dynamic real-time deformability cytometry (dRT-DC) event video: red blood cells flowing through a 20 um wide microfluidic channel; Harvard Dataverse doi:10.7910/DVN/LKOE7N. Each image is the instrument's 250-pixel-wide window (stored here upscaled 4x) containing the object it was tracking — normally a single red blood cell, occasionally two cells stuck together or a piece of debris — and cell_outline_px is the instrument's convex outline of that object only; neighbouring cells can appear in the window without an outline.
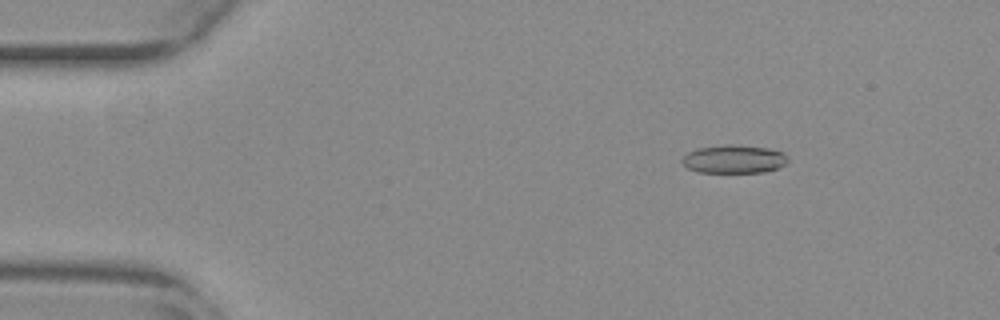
{"species": "common noctule bat (a hibernating species)", "species_latin": "Nyctalus noctula", "temperature_condition": "warm", "stored_images_in_passage": 49, "camera_frame_rate_fps": 3000, "um_per_image_px": 0.085, "animal": {"sex": "female", "body_mass_g": 29.2, "forearm_length_mm": 56.3}, "frame": {"image": 1, "passage_image": 3, "time_ms": 0.667, "image_size_px": [1000, 320], "cell_outline_px": [[788, 160], [784, 164], [776, 168], [764, 172], [696, 172], [688, 168], [680, 160], [688, 152], [696, 148], [728, 144], [732, 144], [768, 148], [784, 152], [788, 156]], "centroid_in_image_um": [62.37, 13.51], "position_along_channel_um": 22.6, "area_um2": 17.46}}
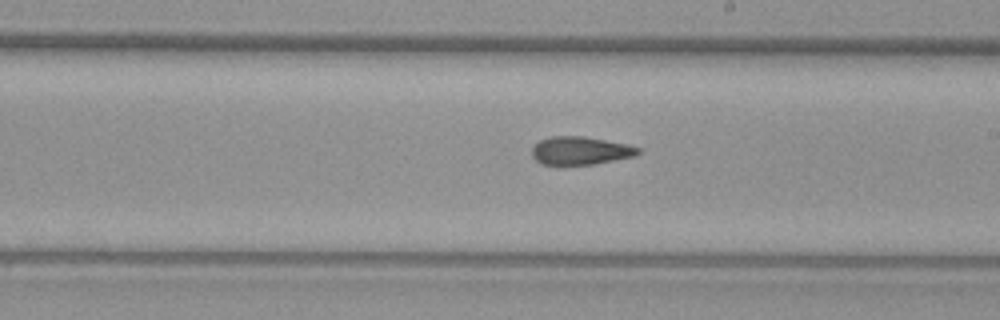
{"frame": {"image": 2, "passage_image": 26, "time_ms": 8.333, "image_size_px": [1000, 320], "cell_outline_px": [[640, 152], [632, 156], [592, 164], [560, 168], [556, 168], [540, 164], [532, 156], [532, 148], [540, 140], [552, 136], [584, 136], [628, 144], [640, 148]], "centroid_in_image_um": [49.24, 12.85], "position_along_channel_um": 239.8, "area_um2": 17.92}}
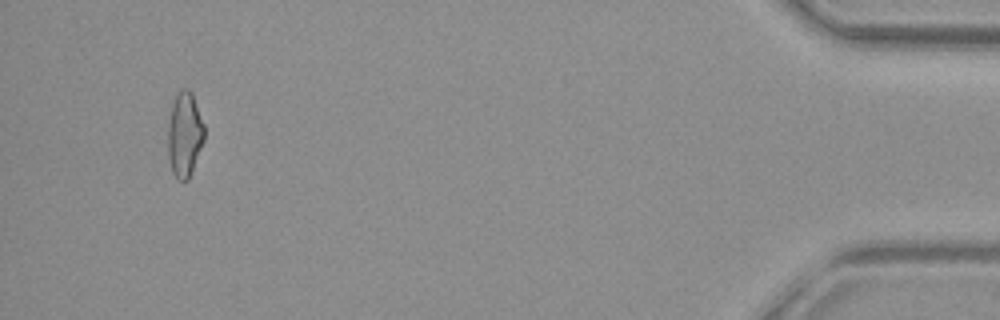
{"frame": {"image": 3, "passage_image": 46, "time_ms": 15.0, "image_size_px": [1000, 320], "cell_outline_px": [[204, 140], [192, 172], [188, 180], [176, 180], [172, 172], [168, 156], [168, 124], [172, 104], [176, 96], [184, 88], [188, 88], [192, 92], [204, 124]], "centroid_in_image_um": [15.69, 11.46], "position_along_channel_um": 419.5, "area_um2": 18.03}, "authors_computed_cell_mechanics": {"area_um2": 17.7446, "velocity_mm_per_s": 3.9026, "shape_relaxation_time_tau1_ms": null, "shape_relaxation_time_tau2_ms": 3.08, "deformation_change_tau1": null, "deformation_change_tau2": 0.1231}}